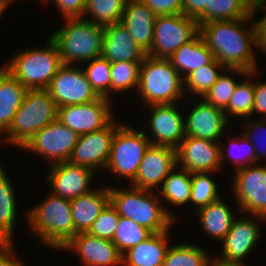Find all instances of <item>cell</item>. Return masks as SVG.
Returning a JSON list of instances; mask_svg holds the SVG:
<instances>
[{
	"mask_svg": "<svg viewBox=\"0 0 266 266\" xmlns=\"http://www.w3.org/2000/svg\"><path fill=\"white\" fill-rule=\"evenodd\" d=\"M257 16L254 14L247 18L212 21L199 25V34L218 63L229 69H242L247 72L258 70L256 52L253 51L257 49V19H254ZM252 20L254 21L251 22Z\"/></svg>",
	"mask_w": 266,
	"mask_h": 266,
	"instance_id": "1",
	"label": "cell"
},
{
	"mask_svg": "<svg viewBox=\"0 0 266 266\" xmlns=\"http://www.w3.org/2000/svg\"><path fill=\"white\" fill-rule=\"evenodd\" d=\"M109 194L110 203L116 208L119 216L129 218L152 233L171 230V226L177 221V216L172 210L166 207V204L163 205L158 191L144 190L131 185L124 189L109 186Z\"/></svg>",
	"mask_w": 266,
	"mask_h": 266,
	"instance_id": "2",
	"label": "cell"
},
{
	"mask_svg": "<svg viewBox=\"0 0 266 266\" xmlns=\"http://www.w3.org/2000/svg\"><path fill=\"white\" fill-rule=\"evenodd\" d=\"M29 230L45 248L61 250L74 237L69 199L49 193L43 201L25 211ZM35 233V234H34Z\"/></svg>",
	"mask_w": 266,
	"mask_h": 266,
	"instance_id": "3",
	"label": "cell"
},
{
	"mask_svg": "<svg viewBox=\"0 0 266 266\" xmlns=\"http://www.w3.org/2000/svg\"><path fill=\"white\" fill-rule=\"evenodd\" d=\"M50 37L59 48L63 64H78L102 56L105 27L83 18H65Z\"/></svg>",
	"mask_w": 266,
	"mask_h": 266,
	"instance_id": "4",
	"label": "cell"
},
{
	"mask_svg": "<svg viewBox=\"0 0 266 266\" xmlns=\"http://www.w3.org/2000/svg\"><path fill=\"white\" fill-rule=\"evenodd\" d=\"M56 119L58 106L49 91L28 89L11 126L4 133L6 136L0 141L20 149L36 132Z\"/></svg>",
	"mask_w": 266,
	"mask_h": 266,
	"instance_id": "5",
	"label": "cell"
},
{
	"mask_svg": "<svg viewBox=\"0 0 266 266\" xmlns=\"http://www.w3.org/2000/svg\"><path fill=\"white\" fill-rule=\"evenodd\" d=\"M137 96L144 106L180 103L184 100V80L169 59L146 55L140 64Z\"/></svg>",
	"mask_w": 266,
	"mask_h": 266,
	"instance_id": "6",
	"label": "cell"
},
{
	"mask_svg": "<svg viewBox=\"0 0 266 266\" xmlns=\"http://www.w3.org/2000/svg\"><path fill=\"white\" fill-rule=\"evenodd\" d=\"M62 65L59 48L49 37L45 47L17 52L3 67L28 90L47 89Z\"/></svg>",
	"mask_w": 266,
	"mask_h": 266,
	"instance_id": "7",
	"label": "cell"
},
{
	"mask_svg": "<svg viewBox=\"0 0 266 266\" xmlns=\"http://www.w3.org/2000/svg\"><path fill=\"white\" fill-rule=\"evenodd\" d=\"M149 145L150 141L144 131L123 123L112 139L105 171L112 172L119 178H125L130 184L135 179L144 152Z\"/></svg>",
	"mask_w": 266,
	"mask_h": 266,
	"instance_id": "8",
	"label": "cell"
},
{
	"mask_svg": "<svg viewBox=\"0 0 266 266\" xmlns=\"http://www.w3.org/2000/svg\"><path fill=\"white\" fill-rule=\"evenodd\" d=\"M232 196L237 212L266 218V164L233 171Z\"/></svg>",
	"mask_w": 266,
	"mask_h": 266,
	"instance_id": "9",
	"label": "cell"
},
{
	"mask_svg": "<svg viewBox=\"0 0 266 266\" xmlns=\"http://www.w3.org/2000/svg\"><path fill=\"white\" fill-rule=\"evenodd\" d=\"M199 34L198 21L184 14L158 15L154 23V38L147 55L168 59L178 48Z\"/></svg>",
	"mask_w": 266,
	"mask_h": 266,
	"instance_id": "10",
	"label": "cell"
},
{
	"mask_svg": "<svg viewBox=\"0 0 266 266\" xmlns=\"http://www.w3.org/2000/svg\"><path fill=\"white\" fill-rule=\"evenodd\" d=\"M259 220L266 222V218L261 216H246V214L240 218L237 216L230 231L220 242L222 244L221 255L213 257L214 262L221 266H246L244 258L252 253L259 242L261 234V228L257 222Z\"/></svg>",
	"mask_w": 266,
	"mask_h": 266,
	"instance_id": "11",
	"label": "cell"
},
{
	"mask_svg": "<svg viewBox=\"0 0 266 266\" xmlns=\"http://www.w3.org/2000/svg\"><path fill=\"white\" fill-rule=\"evenodd\" d=\"M78 138L75 131L56 119L36 132L21 150L44 157L50 165L68 162Z\"/></svg>",
	"mask_w": 266,
	"mask_h": 266,
	"instance_id": "12",
	"label": "cell"
},
{
	"mask_svg": "<svg viewBox=\"0 0 266 266\" xmlns=\"http://www.w3.org/2000/svg\"><path fill=\"white\" fill-rule=\"evenodd\" d=\"M47 90L58 107L86 104L99 98L88 82L83 67L72 64L60 67Z\"/></svg>",
	"mask_w": 266,
	"mask_h": 266,
	"instance_id": "13",
	"label": "cell"
},
{
	"mask_svg": "<svg viewBox=\"0 0 266 266\" xmlns=\"http://www.w3.org/2000/svg\"><path fill=\"white\" fill-rule=\"evenodd\" d=\"M113 102L99 97L90 103L58 107V120L83 135L106 127L114 118Z\"/></svg>",
	"mask_w": 266,
	"mask_h": 266,
	"instance_id": "14",
	"label": "cell"
},
{
	"mask_svg": "<svg viewBox=\"0 0 266 266\" xmlns=\"http://www.w3.org/2000/svg\"><path fill=\"white\" fill-rule=\"evenodd\" d=\"M177 103L155 104L146 106L148 108V134L151 145L167 146L177 149L185 138L184 114L178 110ZM183 114V115H182ZM150 133V134H149Z\"/></svg>",
	"mask_w": 266,
	"mask_h": 266,
	"instance_id": "15",
	"label": "cell"
},
{
	"mask_svg": "<svg viewBox=\"0 0 266 266\" xmlns=\"http://www.w3.org/2000/svg\"><path fill=\"white\" fill-rule=\"evenodd\" d=\"M117 116L103 129L79 135L69 163L95 169L105 170L110 155L112 139L116 130L123 124ZM118 122V123H117Z\"/></svg>",
	"mask_w": 266,
	"mask_h": 266,
	"instance_id": "16",
	"label": "cell"
},
{
	"mask_svg": "<svg viewBox=\"0 0 266 266\" xmlns=\"http://www.w3.org/2000/svg\"><path fill=\"white\" fill-rule=\"evenodd\" d=\"M176 166V149L150 144L144 152L135 179L129 185L157 191L155 188H161L164 179Z\"/></svg>",
	"mask_w": 266,
	"mask_h": 266,
	"instance_id": "17",
	"label": "cell"
},
{
	"mask_svg": "<svg viewBox=\"0 0 266 266\" xmlns=\"http://www.w3.org/2000/svg\"><path fill=\"white\" fill-rule=\"evenodd\" d=\"M49 166L50 170L46 181L52 194L72 200L93 190L90 185L97 172L90 168L73 165L69 162L55 163Z\"/></svg>",
	"mask_w": 266,
	"mask_h": 266,
	"instance_id": "18",
	"label": "cell"
},
{
	"mask_svg": "<svg viewBox=\"0 0 266 266\" xmlns=\"http://www.w3.org/2000/svg\"><path fill=\"white\" fill-rule=\"evenodd\" d=\"M177 166L193 172H213L222 169L219 142L185 136L176 149Z\"/></svg>",
	"mask_w": 266,
	"mask_h": 266,
	"instance_id": "19",
	"label": "cell"
},
{
	"mask_svg": "<svg viewBox=\"0 0 266 266\" xmlns=\"http://www.w3.org/2000/svg\"><path fill=\"white\" fill-rule=\"evenodd\" d=\"M62 250L78 256L83 266H122L123 255L111 240L87 232L77 233Z\"/></svg>",
	"mask_w": 266,
	"mask_h": 266,
	"instance_id": "20",
	"label": "cell"
},
{
	"mask_svg": "<svg viewBox=\"0 0 266 266\" xmlns=\"http://www.w3.org/2000/svg\"><path fill=\"white\" fill-rule=\"evenodd\" d=\"M196 105L188 111L184 118L185 136L197 137L209 141L220 142L226 133L227 126L232 125L224 111L206 103L202 98H195ZM199 100V102H198Z\"/></svg>",
	"mask_w": 266,
	"mask_h": 266,
	"instance_id": "21",
	"label": "cell"
},
{
	"mask_svg": "<svg viewBox=\"0 0 266 266\" xmlns=\"http://www.w3.org/2000/svg\"><path fill=\"white\" fill-rule=\"evenodd\" d=\"M155 19L156 15L141 0H127L120 22L146 53L152 46Z\"/></svg>",
	"mask_w": 266,
	"mask_h": 266,
	"instance_id": "22",
	"label": "cell"
},
{
	"mask_svg": "<svg viewBox=\"0 0 266 266\" xmlns=\"http://www.w3.org/2000/svg\"><path fill=\"white\" fill-rule=\"evenodd\" d=\"M146 52L132 39L121 22L105 27L102 56L110 63L120 61L142 62Z\"/></svg>",
	"mask_w": 266,
	"mask_h": 266,
	"instance_id": "23",
	"label": "cell"
},
{
	"mask_svg": "<svg viewBox=\"0 0 266 266\" xmlns=\"http://www.w3.org/2000/svg\"><path fill=\"white\" fill-rule=\"evenodd\" d=\"M104 187L93 188L89 193L70 200L74 221V236L80 232H87L101 211L110 202L109 186Z\"/></svg>",
	"mask_w": 266,
	"mask_h": 266,
	"instance_id": "24",
	"label": "cell"
},
{
	"mask_svg": "<svg viewBox=\"0 0 266 266\" xmlns=\"http://www.w3.org/2000/svg\"><path fill=\"white\" fill-rule=\"evenodd\" d=\"M170 230L153 233L123 254L122 266H162L170 245Z\"/></svg>",
	"mask_w": 266,
	"mask_h": 266,
	"instance_id": "25",
	"label": "cell"
},
{
	"mask_svg": "<svg viewBox=\"0 0 266 266\" xmlns=\"http://www.w3.org/2000/svg\"><path fill=\"white\" fill-rule=\"evenodd\" d=\"M234 212L236 210L233 211V208L229 206L222 196L206 207L195 211L202 227L201 230L219 243L226 237L234 220L237 218Z\"/></svg>",
	"mask_w": 266,
	"mask_h": 266,
	"instance_id": "26",
	"label": "cell"
},
{
	"mask_svg": "<svg viewBox=\"0 0 266 266\" xmlns=\"http://www.w3.org/2000/svg\"><path fill=\"white\" fill-rule=\"evenodd\" d=\"M168 59L184 80L195 69L210 64L215 57L198 34L189 43L178 48Z\"/></svg>",
	"mask_w": 266,
	"mask_h": 266,
	"instance_id": "27",
	"label": "cell"
},
{
	"mask_svg": "<svg viewBox=\"0 0 266 266\" xmlns=\"http://www.w3.org/2000/svg\"><path fill=\"white\" fill-rule=\"evenodd\" d=\"M27 89L4 67L0 68V138L9 129ZM2 136V137H1Z\"/></svg>",
	"mask_w": 266,
	"mask_h": 266,
	"instance_id": "28",
	"label": "cell"
},
{
	"mask_svg": "<svg viewBox=\"0 0 266 266\" xmlns=\"http://www.w3.org/2000/svg\"><path fill=\"white\" fill-rule=\"evenodd\" d=\"M15 195L14 186L0 164V238L5 243L14 242L13 233L18 212Z\"/></svg>",
	"mask_w": 266,
	"mask_h": 266,
	"instance_id": "29",
	"label": "cell"
},
{
	"mask_svg": "<svg viewBox=\"0 0 266 266\" xmlns=\"http://www.w3.org/2000/svg\"><path fill=\"white\" fill-rule=\"evenodd\" d=\"M191 188L192 173L176 166L164 179L158 195L163 205L165 203H169L172 207L189 205Z\"/></svg>",
	"mask_w": 266,
	"mask_h": 266,
	"instance_id": "30",
	"label": "cell"
},
{
	"mask_svg": "<svg viewBox=\"0 0 266 266\" xmlns=\"http://www.w3.org/2000/svg\"><path fill=\"white\" fill-rule=\"evenodd\" d=\"M256 77H258L257 70L250 71L243 77L242 81L238 82L228 106L223 110L229 121L232 119L234 120V118L237 119L238 117L237 120H244L252 117V109L255 99L254 81L249 80Z\"/></svg>",
	"mask_w": 266,
	"mask_h": 266,
	"instance_id": "31",
	"label": "cell"
},
{
	"mask_svg": "<svg viewBox=\"0 0 266 266\" xmlns=\"http://www.w3.org/2000/svg\"><path fill=\"white\" fill-rule=\"evenodd\" d=\"M213 263L204 247L185 242L169 246L162 266H211Z\"/></svg>",
	"mask_w": 266,
	"mask_h": 266,
	"instance_id": "32",
	"label": "cell"
},
{
	"mask_svg": "<svg viewBox=\"0 0 266 266\" xmlns=\"http://www.w3.org/2000/svg\"><path fill=\"white\" fill-rule=\"evenodd\" d=\"M126 2L127 0H86L82 18L103 27L119 23Z\"/></svg>",
	"mask_w": 266,
	"mask_h": 266,
	"instance_id": "33",
	"label": "cell"
},
{
	"mask_svg": "<svg viewBox=\"0 0 266 266\" xmlns=\"http://www.w3.org/2000/svg\"><path fill=\"white\" fill-rule=\"evenodd\" d=\"M230 136L231 137H227L228 144L223 143L222 142L223 139L220 140V142H219V144H220V162H221L222 168L224 166V160H226L228 158L230 159L228 161L229 162L231 161L230 164H232L233 166L235 165L233 168V171H235L239 168H243V167L257 164L255 149H254L253 145L251 144V142L245 137V135L243 133L240 134L238 132V134H236V136H233V135H230ZM225 144L227 145L226 148H224ZM239 147H240V149H239ZM234 148L235 149L238 148L240 151L237 149L238 151L237 150L236 151L238 153H236ZM233 150L235 151V154L233 153L234 152ZM225 151H227V153Z\"/></svg>",
	"mask_w": 266,
	"mask_h": 266,
	"instance_id": "34",
	"label": "cell"
},
{
	"mask_svg": "<svg viewBox=\"0 0 266 266\" xmlns=\"http://www.w3.org/2000/svg\"><path fill=\"white\" fill-rule=\"evenodd\" d=\"M255 11L245 0H210V9L197 20L198 25L212 21L235 20L251 17Z\"/></svg>",
	"mask_w": 266,
	"mask_h": 266,
	"instance_id": "35",
	"label": "cell"
},
{
	"mask_svg": "<svg viewBox=\"0 0 266 266\" xmlns=\"http://www.w3.org/2000/svg\"><path fill=\"white\" fill-rule=\"evenodd\" d=\"M226 68L214 59L210 64L195 69L184 79L185 96L202 98ZM190 94V95H189Z\"/></svg>",
	"mask_w": 266,
	"mask_h": 266,
	"instance_id": "36",
	"label": "cell"
},
{
	"mask_svg": "<svg viewBox=\"0 0 266 266\" xmlns=\"http://www.w3.org/2000/svg\"><path fill=\"white\" fill-rule=\"evenodd\" d=\"M247 73H248L247 71L242 69L226 68L219 76L218 80L202 97V99L206 103L224 110L228 106L230 98L234 93L235 87L237 86L238 82L241 80L239 79L236 81V77L239 78L241 76L243 78Z\"/></svg>",
	"mask_w": 266,
	"mask_h": 266,
	"instance_id": "37",
	"label": "cell"
},
{
	"mask_svg": "<svg viewBox=\"0 0 266 266\" xmlns=\"http://www.w3.org/2000/svg\"><path fill=\"white\" fill-rule=\"evenodd\" d=\"M80 65H87L83 71L96 94L112 100L111 63L103 56H99Z\"/></svg>",
	"mask_w": 266,
	"mask_h": 266,
	"instance_id": "38",
	"label": "cell"
},
{
	"mask_svg": "<svg viewBox=\"0 0 266 266\" xmlns=\"http://www.w3.org/2000/svg\"><path fill=\"white\" fill-rule=\"evenodd\" d=\"M213 172H193L192 173V188L190 196V206L193 205L194 210L206 207L213 201L221 197L218 186L212 179ZM211 177V178H210ZM195 205V206H194Z\"/></svg>",
	"mask_w": 266,
	"mask_h": 266,
	"instance_id": "39",
	"label": "cell"
},
{
	"mask_svg": "<svg viewBox=\"0 0 266 266\" xmlns=\"http://www.w3.org/2000/svg\"><path fill=\"white\" fill-rule=\"evenodd\" d=\"M153 233L136 222L120 216L112 242L123 255L130 248L149 238Z\"/></svg>",
	"mask_w": 266,
	"mask_h": 266,
	"instance_id": "40",
	"label": "cell"
},
{
	"mask_svg": "<svg viewBox=\"0 0 266 266\" xmlns=\"http://www.w3.org/2000/svg\"><path fill=\"white\" fill-rule=\"evenodd\" d=\"M142 62L120 61L111 63V95L134 89L139 84V70Z\"/></svg>",
	"mask_w": 266,
	"mask_h": 266,
	"instance_id": "41",
	"label": "cell"
},
{
	"mask_svg": "<svg viewBox=\"0 0 266 266\" xmlns=\"http://www.w3.org/2000/svg\"><path fill=\"white\" fill-rule=\"evenodd\" d=\"M119 220L120 216L116 208L109 202L97 219L92 223L87 233L95 237L112 241Z\"/></svg>",
	"mask_w": 266,
	"mask_h": 266,
	"instance_id": "42",
	"label": "cell"
},
{
	"mask_svg": "<svg viewBox=\"0 0 266 266\" xmlns=\"http://www.w3.org/2000/svg\"><path fill=\"white\" fill-rule=\"evenodd\" d=\"M243 122L245 125L242 133L253 145L256 153L257 164H259L258 161L261 162L266 160V119L256 118L253 120L251 117L244 119ZM261 132L264 133L262 136Z\"/></svg>",
	"mask_w": 266,
	"mask_h": 266,
	"instance_id": "43",
	"label": "cell"
},
{
	"mask_svg": "<svg viewBox=\"0 0 266 266\" xmlns=\"http://www.w3.org/2000/svg\"><path fill=\"white\" fill-rule=\"evenodd\" d=\"M156 16L183 14V0H141Z\"/></svg>",
	"mask_w": 266,
	"mask_h": 266,
	"instance_id": "44",
	"label": "cell"
},
{
	"mask_svg": "<svg viewBox=\"0 0 266 266\" xmlns=\"http://www.w3.org/2000/svg\"><path fill=\"white\" fill-rule=\"evenodd\" d=\"M55 2L63 18H82L86 0H51Z\"/></svg>",
	"mask_w": 266,
	"mask_h": 266,
	"instance_id": "45",
	"label": "cell"
},
{
	"mask_svg": "<svg viewBox=\"0 0 266 266\" xmlns=\"http://www.w3.org/2000/svg\"><path fill=\"white\" fill-rule=\"evenodd\" d=\"M254 106L252 109V118L258 113L260 119H266V83L261 80L254 82Z\"/></svg>",
	"mask_w": 266,
	"mask_h": 266,
	"instance_id": "46",
	"label": "cell"
},
{
	"mask_svg": "<svg viewBox=\"0 0 266 266\" xmlns=\"http://www.w3.org/2000/svg\"><path fill=\"white\" fill-rule=\"evenodd\" d=\"M210 9V0H183V14L198 20Z\"/></svg>",
	"mask_w": 266,
	"mask_h": 266,
	"instance_id": "47",
	"label": "cell"
},
{
	"mask_svg": "<svg viewBox=\"0 0 266 266\" xmlns=\"http://www.w3.org/2000/svg\"><path fill=\"white\" fill-rule=\"evenodd\" d=\"M14 242L4 243L0 247V266H25L20 258H17V250Z\"/></svg>",
	"mask_w": 266,
	"mask_h": 266,
	"instance_id": "48",
	"label": "cell"
},
{
	"mask_svg": "<svg viewBox=\"0 0 266 266\" xmlns=\"http://www.w3.org/2000/svg\"><path fill=\"white\" fill-rule=\"evenodd\" d=\"M256 23V42L257 50L266 54V19L257 18Z\"/></svg>",
	"mask_w": 266,
	"mask_h": 266,
	"instance_id": "49",
	"label": "cell"
},
{
	"mask_svg": "<svg viewBox=\"0 0 266 266\" xmlns=\"http://www.w3.org/2000/svg\"><path fill=\"white\" fill-rule=\"evenodd\" d=\"M263 15L260 16L261 19H266V0H263V2L258 6V8L255 10V14L260 13V11H263Z\"/></svg>",
	"mask_w": 266,
	"mask_h": 266,
	"instance_id": "50",
	"label": "cell"
},
{
	"mask_svg": "<svg viewBox=\"0 0 266 266\" xmlns=\"http://www.w3.org/2000/svg\"><path fill=\"white\" fill-rule=\"evenodd\" d=\"M246 3L255 11L263 0H245Z\"/></svg>",
	"mask_w": 266,
	"mask_h": 266,
	"instance_id": "51",
	"label": "cell"
},
{
	"mask_svg": "<svg viewBox=\"0 0 266 266\" xmlns=\"http://www.w3.org/2000/svg\"><path fill=\"white\" fill-rule=\"evenodd\" d=\"M9 6L10 4L6 0H0V18Z\"/></svg>",
	"mask_w": 266,
	"mask_h": 266,
	"instance_id": "52",
	"label": "cell"
},
{
	"mask_svg": "<svg viewBox=\"0 0 266 266\" xmlns=\"http://www.w3.org/2000/svg\"><path fill=\"white\" fill-rule=\"evenodd\" d=\"M10 5L13 3V2H16L15 0H6ZM18 1H20V0H18Z\"/></svg>",
	"mask_w": 266,
	"mask_h": 266,
	"instance_id": "53",
	"label": "cell"
},
{
	"mask_svg": "<svg viewBox=\"0 0 266 266\" xmlns=\"http://www.w3.org/2000/svg\"><path fill=\"white\" fill-rule=\"evenodd\" d=\"M5 242L0 238V247L4 244Z\"/></svg>",
	"mask_w": 266,
	"mask_h": 266,
	"instance_id": "54",
	"label": "cell"
},
{
	"mask_svg": "<svg viewBox=\"0 0 266 266\" xmlns=\"http://www.w3.org/2000/svg\"><path fill=\"white\" fill-rule=\"evenodd\" d=\"M49 0H40L39 2H42V4H43V2L46 4V2H48Z\"/></svg>",
	"mask_w": 266,
	"mask_h": 266,
	"instance_id": "55",
	"label": "cell"
},
{
	"mask_svg": "<svg viewBox=\"0 0 266 266\" xmlns=\"http://www.w3.org/2000/svg\"><path fill=\"white\" fill-rule=\"evenodd\" d=\"M211 266H221V265H218V264H216V263L214 262Z\"/></svg>",
	"mask_w": 266,
	"mask_h": 266,
	"instance_id": "56",
	"label": "cell"
}]
</instances>
